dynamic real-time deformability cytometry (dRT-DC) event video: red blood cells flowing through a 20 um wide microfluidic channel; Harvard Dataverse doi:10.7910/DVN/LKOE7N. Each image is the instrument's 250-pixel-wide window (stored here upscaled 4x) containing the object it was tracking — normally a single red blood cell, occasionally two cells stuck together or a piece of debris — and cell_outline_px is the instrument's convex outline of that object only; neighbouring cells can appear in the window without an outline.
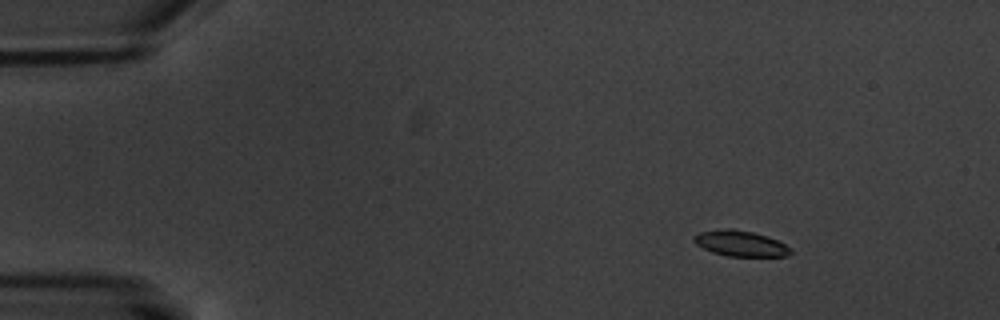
{"species": "common noctule bat (a hibernating species)", "species_latin": "Nyctalus noctula", "temperature_condition": "warm", "stored_images_in_passage": 7, "camera_frame_rate_fps": 3000, "um_per_image_px": 0.085, "animal": {"sex": "male", "body_mass_g": 20.1, "forearm_length_mm": 53.5}, "frame": {"image": 1, "passage_image": 2, "time_ms": 1.0, "image_size_px": [1000, 320], "cell_outline_px": [[792, 252], [788, 256], [728, 256], [712, 252], [696, 244], [692, 240], [692, 236], [700, 232], [728, 228], [732, 228], [752, 232], [768, 236], [792, 248]], "centroid_in_image_um": [62.94, 20.69], "position_along_channel_um": 22.1, "area_um2": 14.45}}